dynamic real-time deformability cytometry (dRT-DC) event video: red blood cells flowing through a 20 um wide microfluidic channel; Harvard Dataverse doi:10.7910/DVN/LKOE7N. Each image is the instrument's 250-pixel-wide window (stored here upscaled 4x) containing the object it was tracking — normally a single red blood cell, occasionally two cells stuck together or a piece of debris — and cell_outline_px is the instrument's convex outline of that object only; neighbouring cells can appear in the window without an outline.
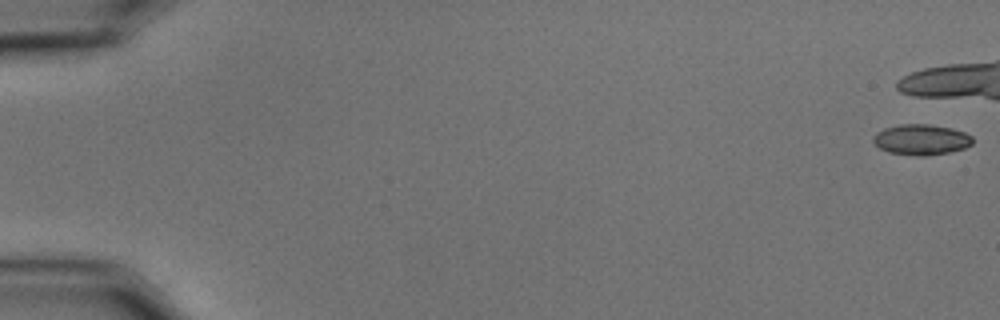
{"species": "common noctule bat (a hibernating species)", "species_latin": "Nyctalus noctula", "temperature_condition": "cold", "stored_images_in_passage": 4, "camera_frame_rate_fps": 3000, "um_per_image_px": 0.085, "animal": {"sex": "male", "body_mass_g": 15.6}, "frame": {"image": 1, "passage_image": 1, "time_ms": 0.0, "image_size_px": [1000, 320], "cell_outline_px": [[972, 144], [964, 148], [948, 152], [924, 156], [920, 156], [888, 152], [880, 148], [872, 140], [872, 136], [876, 132], [884, 128], [900, 124], [928, 124], [952, 128], [964, 132], [972, 136]], "centroid_in_image_um": [78.28, 11.86], "position_along_channel_um": 6.7, "area_um2": 17.69}}